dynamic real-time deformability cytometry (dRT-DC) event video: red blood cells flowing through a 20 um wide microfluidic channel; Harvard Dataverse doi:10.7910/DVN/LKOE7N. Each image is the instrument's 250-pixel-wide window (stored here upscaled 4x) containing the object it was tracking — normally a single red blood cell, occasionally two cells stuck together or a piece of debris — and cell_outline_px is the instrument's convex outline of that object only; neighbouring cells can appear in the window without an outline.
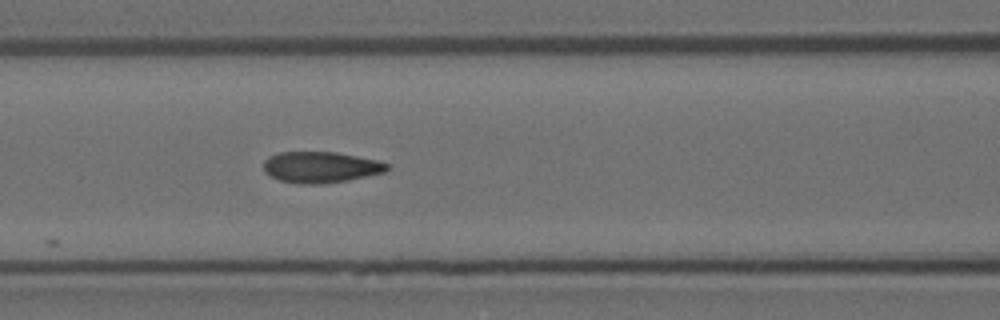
{"species": "Egyptian fruit bat (a non-hibernating species)", "species_latin": "Rousettus aegyptiacus", "temperature_condition": "room temperature", "stored_images_in_passage": 5, "segment_of_instrument_passage": [1, 2], "camera_frame_rate_fps": 3000, "um_per_image_px": 0.085, "animal": {"sex": "female"}, "frame": {"image": 1, "passage_image": 4, "time_ms": 1.0, "image_size_px": [1000, 320], "cell_outline_px": [[388, 172], [348, 180], [320, 184], [300, 184], [280, 180], [264, 172], [264, 160], [268, 156], [280, 152], [336, 152], [376, 160], [388, 164]], "centroid_in_image_um": [27.26, 14.21], "position_along_channel_um": 139.3, "area_um2": 22.37}}